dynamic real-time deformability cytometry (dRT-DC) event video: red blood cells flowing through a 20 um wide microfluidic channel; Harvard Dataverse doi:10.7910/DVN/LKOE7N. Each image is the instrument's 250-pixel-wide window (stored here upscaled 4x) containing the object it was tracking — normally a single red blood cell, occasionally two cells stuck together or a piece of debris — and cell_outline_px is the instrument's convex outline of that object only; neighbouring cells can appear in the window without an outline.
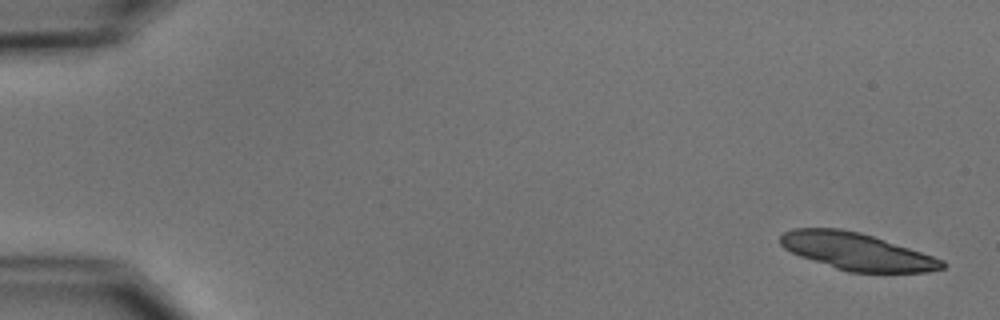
{"species": "common noctule bat (a hibernating species)", "species_latin": "Nyctalus noctula", "temperature_condition": "cold", "stored_images_in_passage": 10, "camera_frame_rate_fps": 3000, "um_per_image_px": 0.085, "animal": {"sex": "male", "body_mass_g": 15.6}, "frame": {"image": 1, "passage_image": 1, "time_ms": 0.0, "image_size_px": [1000, 320], "cell_outline_px": [[948, 264], [944, 268], [928, 272], [848, 272], [800, 256], [784, 248], [780, 244], [780, 236], [784, 232], [792, 228], [840, 228], [860, 232], [944, 260]], "centroid_in_image_um": [72.81, 21.37], "position_along_channel_um": 12.2, "area_um2": 34.68}}
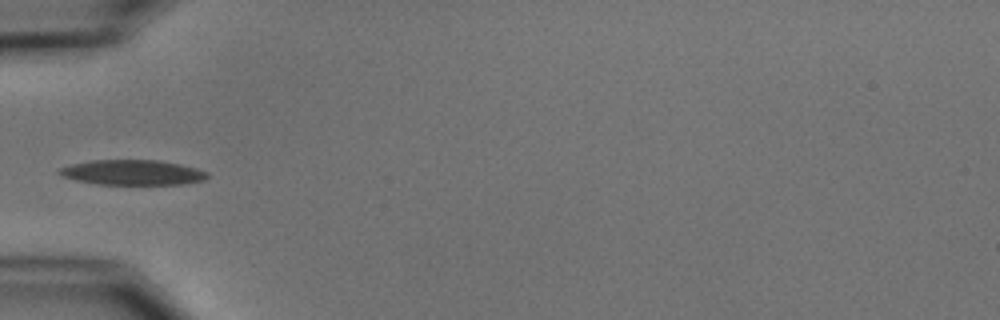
{"frame": {"image": 2, "passage_image": 5, "time_ms": 5.667, "image_size_px": [1000, 320], "cell_outline_px": [[208, 176], [204, 180], [184, 184], [96, 184], [76, 180], [64, 176], [56, 172], [60, 168], [72, 164], [92, 160], [160, 160], [180, 164], [196, 168], [208, 172]], "centroid_in_image_um": [11.28, 14.65], "position_along_channel_um": 73.7, "area_um2": 21.56}}
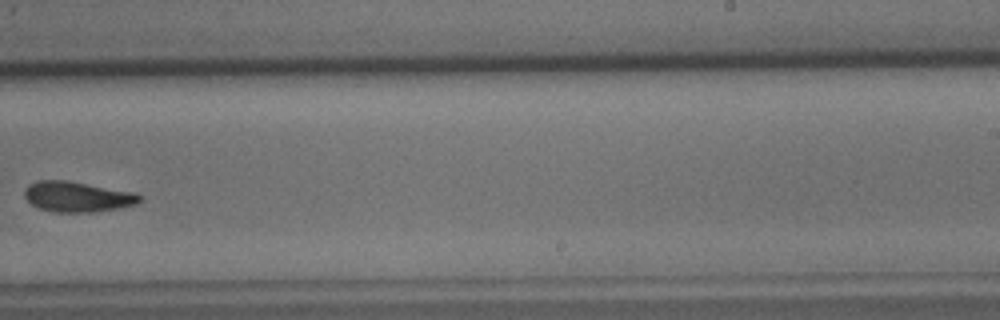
{"frame": {"image": 3, "passage_image": 10, "time_ms": 11.333, "image_size_px": [1000, 320], "cell_outline_px": [[140, 200], [136, 204], [120, 208], [96, 212], [56, 212], [40, 208], [32, 204], [24, 196], [24, 188], [28, 184], [40, 180], [68, 180], [136, 192], [140, 196]], "centroid_in_image_um": [6.58, 16.71], "position_along_channel_um": 282.4, "area_um2": 20.52}}